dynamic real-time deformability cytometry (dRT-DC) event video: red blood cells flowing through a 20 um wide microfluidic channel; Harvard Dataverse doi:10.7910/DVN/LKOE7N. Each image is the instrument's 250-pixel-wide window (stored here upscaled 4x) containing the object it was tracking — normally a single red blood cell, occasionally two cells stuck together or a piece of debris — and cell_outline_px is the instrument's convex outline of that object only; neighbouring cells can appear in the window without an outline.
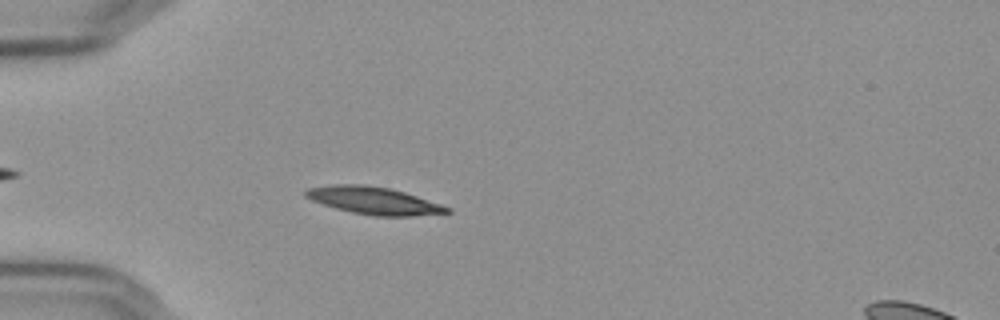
{"species": "Egyptian fruit bat (a non-hibernating species)", "species_latin": "Rousettus aegyptiacus", "temperature_condition": "cold", "stored_images_in_passage": 48, "camera_frame_rate_fps": 3000, "um_per_image_px": 0.085, "frame": {"image": 1, "passage_image": 8, "time_ms": 2.333, "image_size_px": [1000, 320], "cell_outline_px": [[452, 212], [412, 216], [372, 216], [352, 212], [336, 208], [312, 200], [304, 196], [304, 192], [308, 188], [332, 184], [364, 184], [392, 188], [452, 208]], "centroid_in_image_um": [31.77, 17.04], "position_along_channel_um": 53.2, "area_um2": 22.54}}
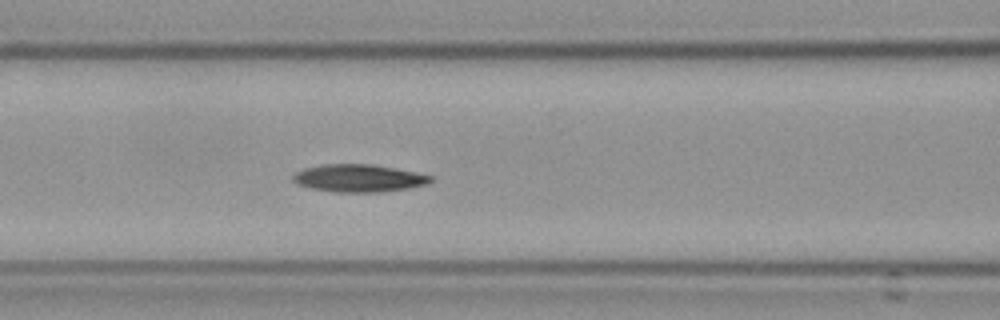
{"frame": {"image": 2, "passage_image": 16, "time_ms": 5.0, "image_size_px": [1000, 320], "cell_outline_px": [[436, 176], [428, 184], [408, 188], [380, 192], [336, 192], [312, 188], [296, 184], [292, 180], [292, 176], [296, 172], [304, 168], [324, 164], [372, 164], [396, 168]], "centroid_in_image_um": [30.52, 15.14], "position_along_channel_um": 136.1, "area_um2": 22.25}}
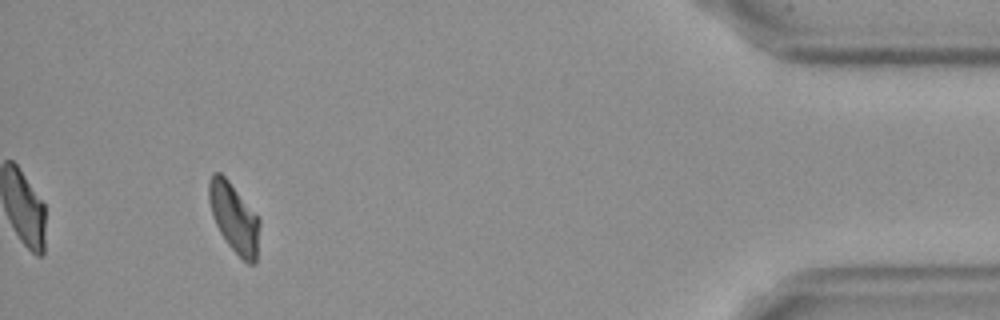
{"frame": {"image": 3, "passage_image": 44, "time_ms": 14.333, "image_size_px": [1000, 320], "cell_outline_px": [[260, 224], [256, 264], [248, 264], [228, 244], [220, 232], [216, 224], [208, 200], [208, 180], [212, 172], [220, 172], [228, 180], [260, 220]], "centroid_in_image_um": [19.89, 18.5], "position_along_channel_um": 415.3, "area_um2": 20.17}, "authors_computed_cell_mechanics": {"area_um2": 21.6172, "velocity_mm_per_s": 3.6143, "shape_relaxation_time_tau1_ms": null, "shape_relaxation_time_tau2_ms": 9.5613, "deformation_change_tau1": null, "deformation_change_tau2": 0.1579}}